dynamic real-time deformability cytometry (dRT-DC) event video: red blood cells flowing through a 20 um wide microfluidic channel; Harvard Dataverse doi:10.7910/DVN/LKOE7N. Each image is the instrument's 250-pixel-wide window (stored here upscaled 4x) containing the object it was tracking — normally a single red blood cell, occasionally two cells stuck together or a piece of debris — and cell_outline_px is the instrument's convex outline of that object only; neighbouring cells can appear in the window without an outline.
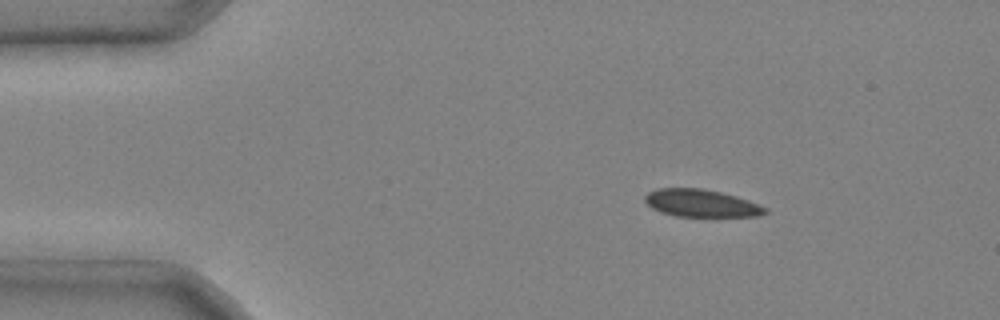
{"species": "common noctule bat (a hibernating species)", "species_latin": "Nyctalus noctula", "temperature_condition": "cold", "stored_images_in_passage": 2, "camera_frame_rate_fps": 3000, "um_per_image_px": 0.085, "animal": {"sex": "male", "body_mass_g": 20.4}, "frame": {"image": 1, "passage_image": 1, "time_ms": 0.0, "image_size_px": [1000, 320], "cell_outline_px": [[768, 212], [760, 216], [676, 216], [660, 212], [652, 208], [644, 200], [644, 196], [648, 192], [656, 188], [704, 188], [736, 196], [748, 200], [768, 208]], "centroid_in_image_um": [59.6, 17.26], "position_along_channel_um": 25.4, "area_um2": 19.31}}